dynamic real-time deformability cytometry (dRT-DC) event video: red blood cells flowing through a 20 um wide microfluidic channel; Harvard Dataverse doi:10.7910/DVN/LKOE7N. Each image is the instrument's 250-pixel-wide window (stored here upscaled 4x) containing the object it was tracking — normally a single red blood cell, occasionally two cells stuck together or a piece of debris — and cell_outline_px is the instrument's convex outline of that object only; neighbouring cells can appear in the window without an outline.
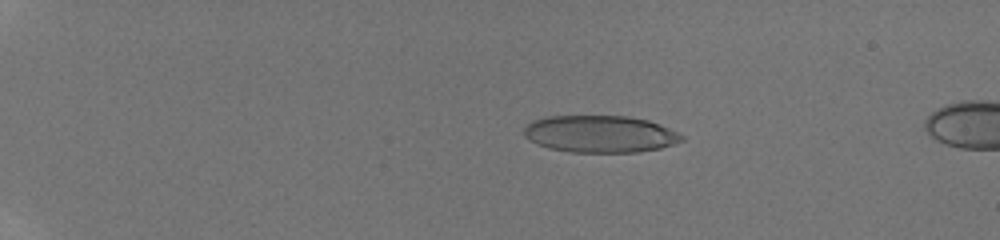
{"species": "human", "species_latin": "Homo sapiens", "temperature_condition": "room temperature", "stored_images_in_passage": 16, "camera_frame_rate_fps": 3000, "um_per_image_px": 0.085, "donor": {"sex": "male"}, "frame": {"image": 1, "passage_image": 3, "time_ms": 0.667, "image_size_px": [1000, 240], "cell_outline_px": [[684, 140], [660, 148], [636, 152], [568, 152], [548, 148], [536, 144], [524, 136], [524, 128], [532, 120], [548, 116], [628, 116], [648, 120], [668, 128], [684, 136]], "centroid_in_image_um": [50.97, 11.39], "position_along_channel_um": 34.0, "area_um2": 34.04}}
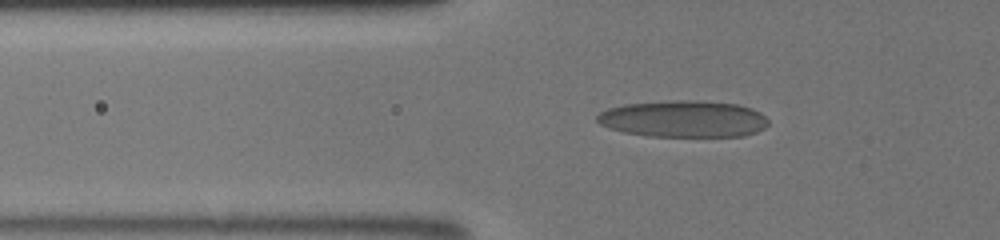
{"frame": {"image": 2, "passage_image": 12, "time_ms": 3.667, "image_size_px": [1000, 240], "cell_outline_px": [[768, 124], [764, 128], [756, 132], [744, 136], [648, 136], [624, 132], [608, 128], [600, 124], [596, 120], [596, 116], [600, 112], [608, 108], [624, 104], [680, 100], [688, 100], [736, 104], [752, 108], [760, 112], [768, 120]], "centroid_in_image_um": [58.08, 10.11], "position_along_channel_um": 67.7, "area_um2": 36.53}}
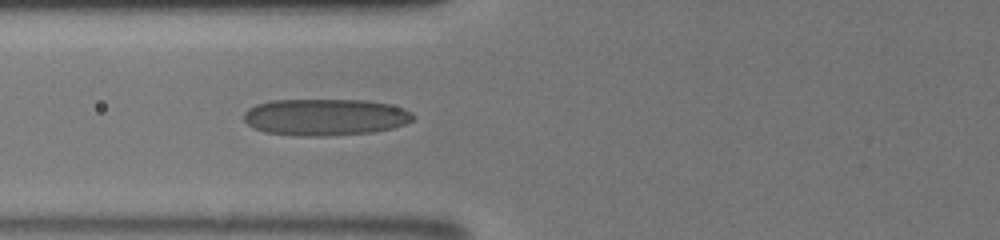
{"frame": {"image": 3, "passage_image": 15, "time_ms": 4.667, "image_size_px": [1000, 240], "cell_outline_px": [[416, 116], [412, 120], [404, 124], [392, 128], [372, 132], [320, 136], [300, 136], [264, 132], [248, 124], [244, 120], [244, 112], [248, 108], [256, 104], [272, 100], [364, 100], [388, 104], [412, 112]], "centroid_in_image_um": [27.62, 9.95], "position_along_channel_um": 98.2, "area_um2": 36.07}}